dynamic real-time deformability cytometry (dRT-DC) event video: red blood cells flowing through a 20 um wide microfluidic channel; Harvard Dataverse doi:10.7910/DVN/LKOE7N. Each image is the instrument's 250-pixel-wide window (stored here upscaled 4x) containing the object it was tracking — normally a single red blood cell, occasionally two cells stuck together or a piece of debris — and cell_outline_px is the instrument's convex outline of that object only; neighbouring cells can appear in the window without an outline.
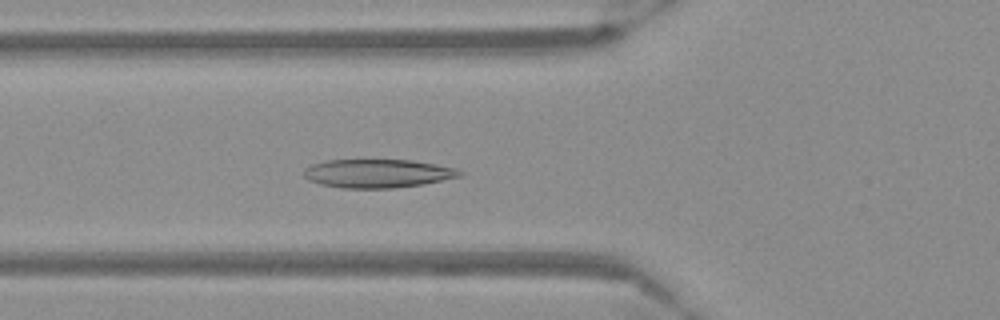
{"species": "Egyptian fruit bat (a non-hibernating species)", "species_latin": "Rousettus aegyptiacus", "temperature_condition": "warm", "stored_images_in_passage": 55, "camera_frame_rate_fps": 3000, "um_per_image_px": 0.085, "frame": {"image": 1, "passage_image": 20, "time_ms": 6.333, "image_size_px": [1000, 320], "cell_outline_px": [[464, 176], [424, 184], [392, 188], [340, 188], [320, 184], [308, 180], [304, 176], [304, 168], [312, 164], [328, 160], [412, 160], [436, 164], [456, 168], [464, 172]], "centroid_in_image_um": [32.13, 14.74], "position_along_channel_um": 93.7, "area_um2": 26.13}}
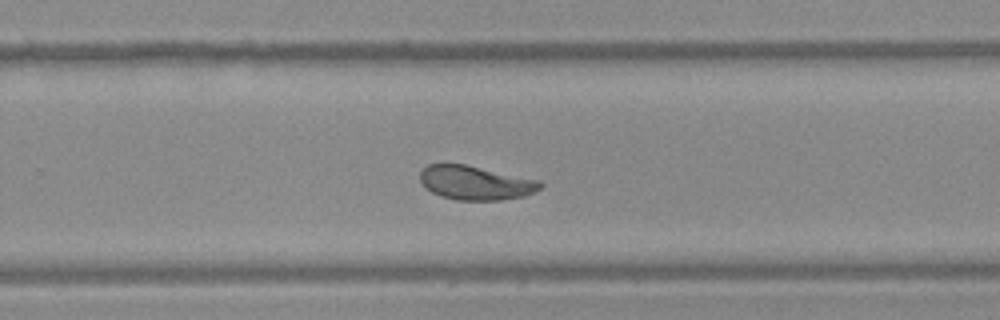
{"frame": {"image": 2, "passage_image": 36, "time_ms": 11.667, "image_size_px": [1000, 320], "cell_outline_px": [[544, 184], [540, 188], [524, 196], [500, 200], [456, 200], [440, 196], [432, 192], [420, 180], [420, 172], [428, 164], [464, 164], [540, 180]], "centroid_in_image_um": [40.43, 15.54], "position_along_channel_um": 289.4, "area_um2": 23.64}}
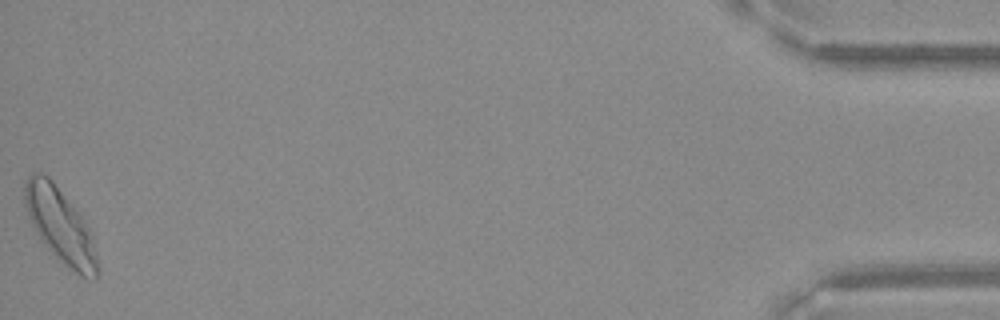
{"frame": {"image": 3, "passage_image": 55, "time_ms": 18.0, "image_size_px": [1000, 320], "cell_outline_px": [[100, 272], [96, 280], [88, 280], [80, 276], [68, 268], [40, 240], [32, 224], [24, 204], [24, 180], [32, 172], [40, 172], [48, 176], [52, 180], [80, 216], [92, 232]], "centroid_in_image_um": [5.14, 19.21], "position_along_channel_um": 430.1, "area_um2": 31.62}}